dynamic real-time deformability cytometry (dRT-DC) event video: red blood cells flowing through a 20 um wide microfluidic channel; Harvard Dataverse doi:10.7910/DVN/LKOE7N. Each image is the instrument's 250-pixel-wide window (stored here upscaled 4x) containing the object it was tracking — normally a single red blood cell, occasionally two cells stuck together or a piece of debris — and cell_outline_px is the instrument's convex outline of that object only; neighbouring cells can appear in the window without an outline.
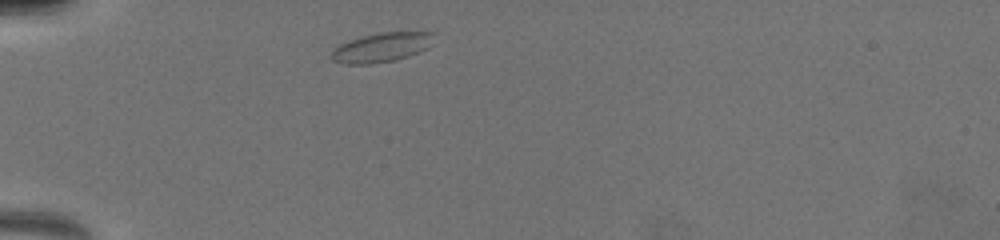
{"species": "common noctule bat (a hibernating species)", "species_latin": "Nyctalus noctula", "temperature_condition": "warm", "stored_images_in_passage": 21, "camera_frame_rate_fps": 3000, "um_per_image_px": 0.085, "animal": {"sex": "female", "body_mass_g": 19.5, "forearm_length_mm": 54.1}, "frame": {"image": 1, "passage_image": 1, "time_ms": 0.0, "image_size_px": [1000, 240], "cell_outline_px": [[436, 32], [432, 44], [428, 48], [420, 52], [396, 60], [372, 64], [344, 64], [332, 60], [328, 56], [340, 44], [348, 40], [360, 36], [380, 32]], "centroid_in_image_um": [32.45, 4.03], "position_along_channel_um": 52.6, "area_um2": 17.86}}
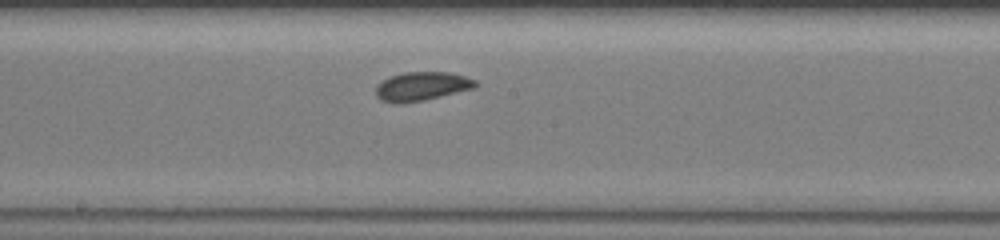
{"frame": {"image": 2, "passage_image": 10, "time_ms": 4.667, "image_size_px": [1000, 240], "cell_outline_px": [[480, 84], [476, 88], [424, 100], [380, 100], [376, 96], [376, 84], [388, 76], [404, 72], [452, 72], [476, 80]], "centroid_in_image_um": [35.92, 7.28], "position_along_channel_um": 212.3, "area_um2": 16.42}}
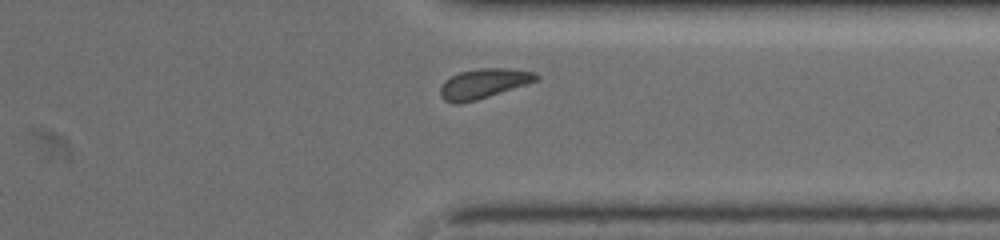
{"frame": {"image": 3, "passage_image": 18, "time_ms": 8.667, "image_size_px": [1000, 240], "cell_outline_px": [[540, 76], [536, 80], [476, 100], [460, 104], [452, 104], [444, 100], [440, 96], [440, 88], [444, 80], [460, 72], [480, 68], [508, 68], [536, 72]], "centroid_in_image_um": [41.05, 7.1], "position_along_channel_um": 370.4, "area_um2": 16.42}, "authors_computed_cell_mechanics": {"area_um2": 16.1262, "velocity_mm_per_s": 3.9449, "shape_relaxation_time_tau1_ms": 4.7535, "shape_relaxation_time_tau2_ms": 6.0276, "deformation_change_tau1": 0.0829, "deformation_change_tau2": 0.1332}}